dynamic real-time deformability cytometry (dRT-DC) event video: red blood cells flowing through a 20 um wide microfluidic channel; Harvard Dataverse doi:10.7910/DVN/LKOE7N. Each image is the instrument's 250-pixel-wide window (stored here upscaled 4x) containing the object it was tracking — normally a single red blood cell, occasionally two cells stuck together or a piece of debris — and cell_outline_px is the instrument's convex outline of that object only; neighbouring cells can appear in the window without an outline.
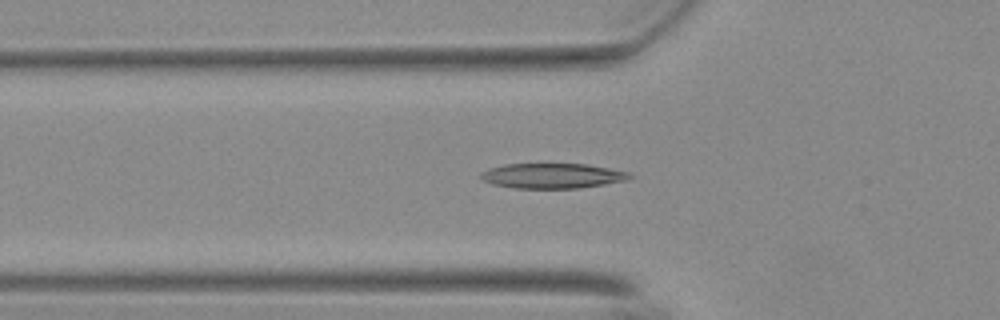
{"species": "Egyptian fruit bat (a non-hibernating species)", "species_latin": "Rousettus aegyptiacus", "temperature_condition": "warm", "stored_images_in_passage": 46, "camera_frame_rate_fps": 3000, "um_per_image_px": 0.085, "animal": {"sex": "female"}, "frame": {"image": 1, "passage_image": 18, "time_ms": 5.667, "image_size_px": [1000, 320], "cell_outline_px": [[632, 176], [624, 180], [604, 184], [580, 188], [512, 188], [492, 184], [484, 180], [480, 176], [480, 172], [488, 168], [504, 164], [588, 164], [628, 172]], "centroid_in_image_um": [46.89, 14.94], "position_along_channel_um": 78.9, "area_um2": 21.62}}
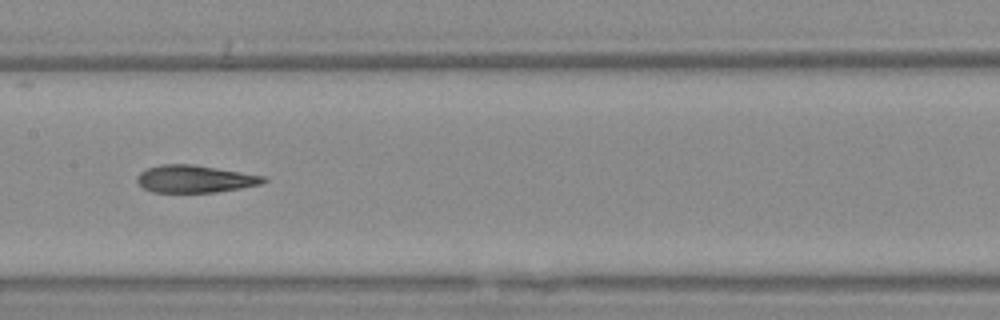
{"frame": {"image": 2, "passage_image": 27, "time_ms": 8.667, "image_size_px": [1000, 320], "cell_outline_px": [[268, 180], [260, 184], [240, 188], [216, 192], [152, 192], [144, 188], [136, 180], [136, 176], [140, 172], [148, 168], [160, 164], [192, 164], [264, 176]], "centroid_in_image_um": [16.53, 15.21], "position_along_channel_um": 190.9, "area_um2": 20.0}}
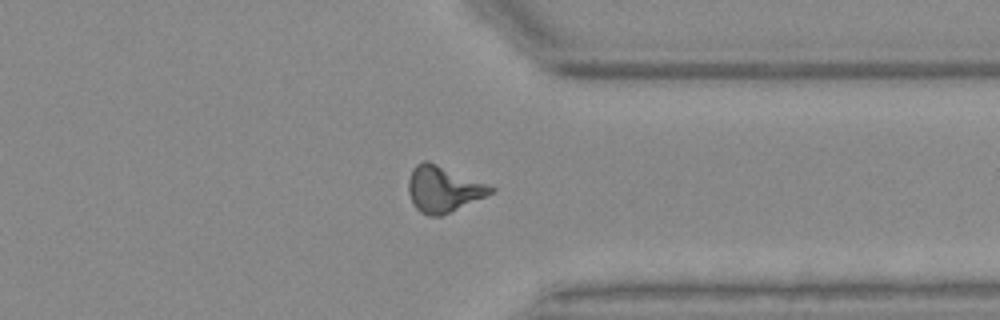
{"frame": {"image": 3, "passage_image": 42, "time_ms": 13.667, "image_size_px": [1000, 320], "cell_outline_px": [[496, 188], [492, 192], [484, 196], [440, 216], [428, 216], [420, 212], [412, 204], [408, 192], [408, 180], [412, 168], [416, 164], [424, 160], [428, 160], [488, 184]], "centroid_in_image_um": [37.62, 16.05], "position_along_channel_um": 373.8, "area_um2": 21.91}, "authors_computed_cell_mechanics": {"area_um2": 21.0681, "velocity_mm_per_s": 3.7037, "shape_relaxation_time_tau1_ms": 7.5416, "shape_relaxation_time_tau2_ms": 2.9395, "deformation_change_tau1": 0.2209, "deformation_change_tau2": 0.1333}}